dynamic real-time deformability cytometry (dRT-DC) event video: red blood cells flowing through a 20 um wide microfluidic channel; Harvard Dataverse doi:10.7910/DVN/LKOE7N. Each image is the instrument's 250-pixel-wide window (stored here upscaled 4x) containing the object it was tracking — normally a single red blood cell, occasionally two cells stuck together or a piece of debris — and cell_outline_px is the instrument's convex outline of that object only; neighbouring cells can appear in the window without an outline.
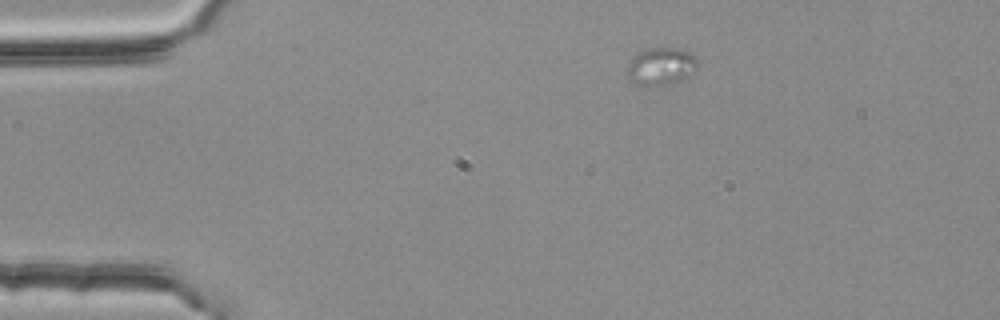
{"species": "common noctule bat (a hibernating species)", "species_latin": "Nyctalus noctula", "temperature_condition": "room temperature", "stored_images_in_passage": 2, "camera_frame_rate_fps": 3000, "um_per_image_px": 0.085, "animal": {"sex": "female", "body_mass_g": 25.1}, "frame": {"image": 1, "passage_image": 1, "time_ms": 0.0, "image_size_px": [1000, 320], "cell_outline_px": [[700, 60], [696, 68], [680, 80], [648, 88], [632, 84], [628, 80], [628, 60], [636, 52], [648, 48], [676, 48], [688, 52], [696, 56]], "centroid_in_image_um": [56.11, 5.64], "position_along_channel_um": 28.9, "area_um2": 15.72}}